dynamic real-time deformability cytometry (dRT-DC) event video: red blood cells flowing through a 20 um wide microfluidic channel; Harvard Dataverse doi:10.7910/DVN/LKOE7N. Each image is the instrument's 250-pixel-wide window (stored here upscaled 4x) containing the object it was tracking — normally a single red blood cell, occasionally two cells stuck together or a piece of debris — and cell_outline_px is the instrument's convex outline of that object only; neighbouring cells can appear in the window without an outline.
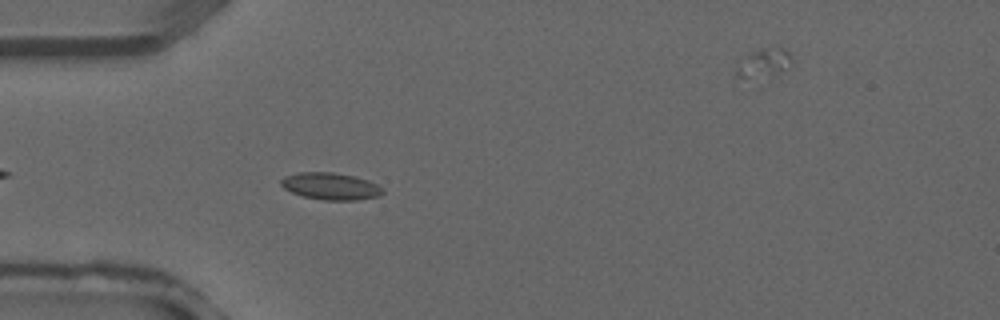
{"species": "common noctule bat (a hibernating species)", "species_latin": "Nyctalus noctula", "temperature_condition": "warm", "stored_images_in_passage": 32, "camera_frame_rate_fps": 3000, "um_per_image_px": 0.085, "animal": {"sex": "male", "forearm_length_mm": 52.5}, "frame": {"image": 1, "passage_image": 4, "time_ms": 1.0, "image_size_px": [1000, 320], "cell_outline_px": [[384, 192], [380, 196], [356, 200], [324, 200], [304, 196], [292, 192], [284, 188], [280, 184], [280, 180], [284, 176], [296, 172], [332, 172], [352, 176], [368, 180], [384, 188]], "centroid_in_image_um": [28.1, 15.82], "position_along_channel_um": 56.9, "area_um2": 16.01}}
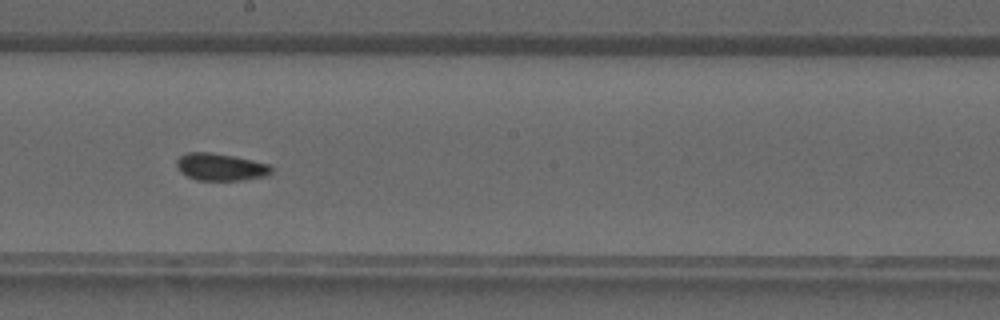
{"frame": {"image": 2, "passage_image": 14, "time_ms": 4.333, "image_size_px": [1000, 320], "cell_outline_px": [[272, 172], [268, 176], [244, 180], [196, 180], [180, 172], [176, 168], [176, 160], [180, 156], [188, 152], [212, 152], [252, 160], [268, 164], [272, 168]], "centroid_in_image_um": [18.74, 14.2], "position_along_channel_um": 229.5, "area_um2": 15.14}}
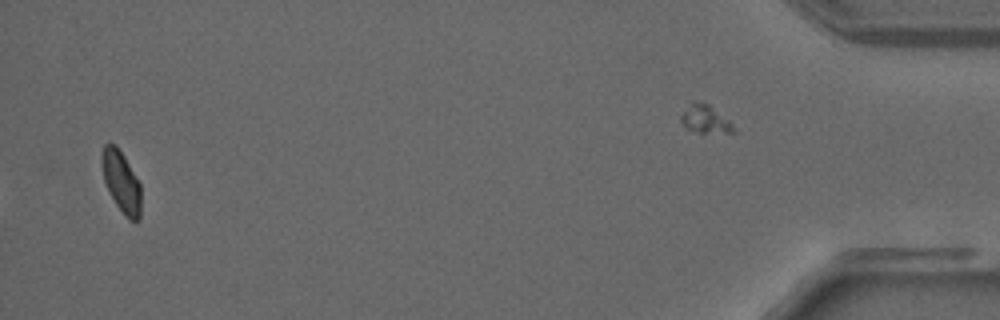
{"frame": {"image": 3, "passage_image": 30, "time_ms": 9.667, "image_size_px": [1000, 320], "cell_outline_px": [[140, 220], [128, 220], [124, 216], [108, 192], [104, 180], [100, 160], [100, 156], [104, 144], [116, 144], [124, 156], [140, 184]], "centroid_in_image_um": [10.28, 15.44], "position_along_channel_um": 424.9, "area_um2": 14.1}}